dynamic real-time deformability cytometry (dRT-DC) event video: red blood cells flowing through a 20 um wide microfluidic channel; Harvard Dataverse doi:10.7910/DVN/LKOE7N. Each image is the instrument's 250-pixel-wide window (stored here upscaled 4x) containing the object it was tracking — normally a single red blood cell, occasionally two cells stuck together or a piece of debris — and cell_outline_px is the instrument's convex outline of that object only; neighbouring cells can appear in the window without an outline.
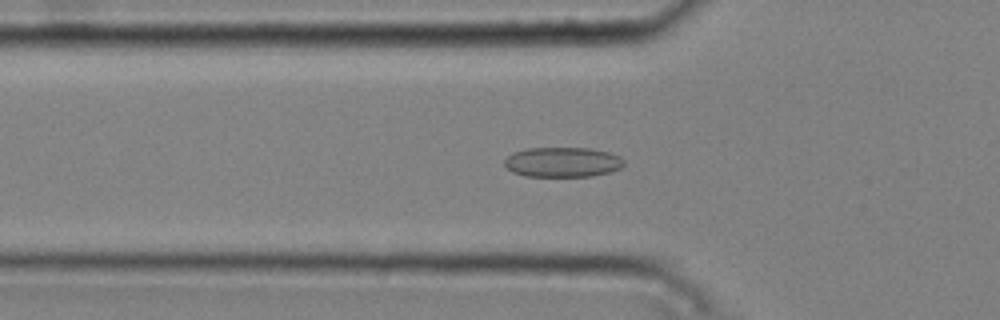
{"species": "common noctule bat (a hibernating species)", "species_latin": "Nyctalus noctula", "temperature_condition": "cold", "stored_images_in_passage": 43, "camera_frame_rate_fps": 3000, "um_per_image_px": 0.085, "animal": {"sex": "male", "body_mass_g": 20.4}, "frame": {"image": 1, "passage_image": 10, "time_ms": 3.0, "image_size_px": [1000, 320], "cell_outline_px": [[624, 164], [620, 168], [608, 172], [592, 176], [524, 176], [512, 172], [504, 164], [504, 160], [512, 152], [528, 148], [588, 148], [608, 152], [620, 156], [624, 160]], "centroid_in_image_um": [47.8, 13.78], "position_along_channel_um": 78.0, "area_um2": 20.81}}
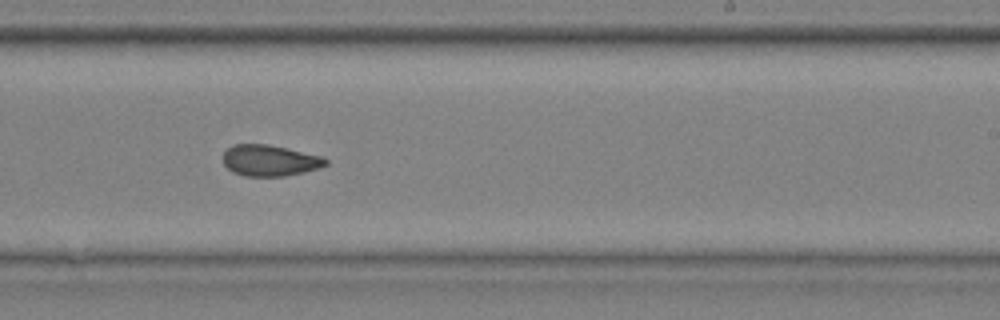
{"frame": {"image": 2, "passage_image": 25, "time_ms": 8.0, "image_size_px": [1000, 320], "cell_outline_px": [[328, 164], [320, 168], [304, 172], [284, 176], [244, 176], [232, 172], [224, 164], [224, 152], [228, 148], [236, 144], [268, 144], [324, 156], [328, 160]], "centroid_in_image_um": [22.97, 13.64], "position_along_channel_um": 266.0, "area_um2": 18.73}}
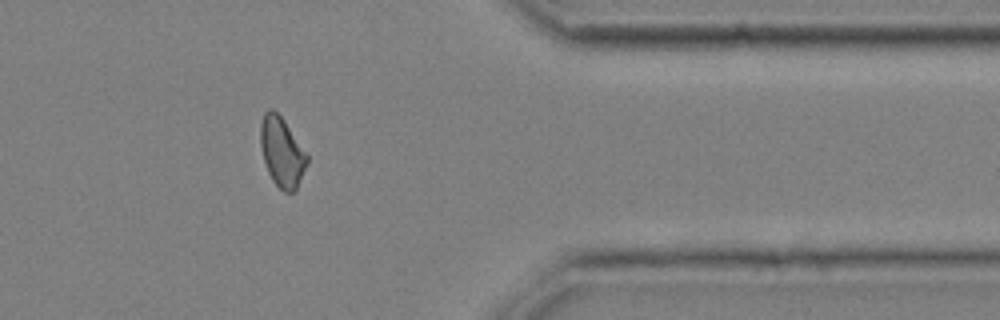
{"frame": {"image": 3, "passage_image": 36, "time_ms": 11.667, "image_size_px": [1000, 320], "cell_outline_px": [[308, 164], [296, 188], [292, 192], [284, 192], [272, 180], [268, 172], [264, 160], [260, 144], [260, 124], [264, 112], [268, 108], [272, 108], [284, 120], [308, 156]], "centroid_in_image_um": [23.94, 12.9], "position_along_channel_um": 387.5, "area_um2": 18.73}, "authors_computed_cell_mechanics": {"area_um2": 19.1896, "velocity_mm_per_s": 3.7645, "shape_relaxation_time_tau1_ms": 10.9552, "shape_relaxation_time_tau2_ms": 2.2351, "deformation_change_tau1": 0.1541, "deformation_change_tau2": 0.0746}}